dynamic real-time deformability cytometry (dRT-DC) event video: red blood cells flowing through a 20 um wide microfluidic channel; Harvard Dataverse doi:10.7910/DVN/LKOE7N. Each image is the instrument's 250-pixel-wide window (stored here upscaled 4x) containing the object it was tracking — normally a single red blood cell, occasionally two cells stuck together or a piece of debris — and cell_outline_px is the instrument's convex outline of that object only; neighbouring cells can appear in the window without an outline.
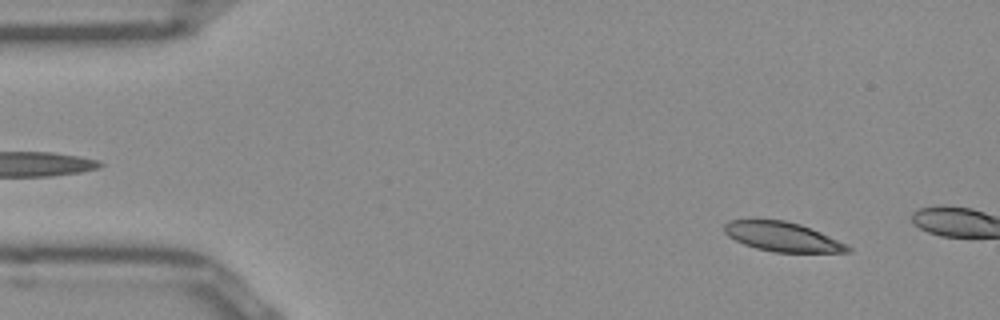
{"species": "Egyptian fruit bat (a non-hibernating species)", "species_latin": "Rousettus aegyptiacus", "temperature_condition": "room temperature", "stored_images_in_passage": 8, "camera_frame_rate_fps": 3000, "um_per_image_px": 0.085, "frame": {"image": 1, "passage_image": 4, "time_ms": 1.0, "image_size_px": [1000, 320], "cell_outline_px": [[852, 252], [776, 252], [756, 248], [744, 244], [728, 236], [724, 232], [724, 224], [728, 220], [784, 220], [800, 224], [820, 232], [852, 248]], "centroid_in_image_um": [66.47, 20.12], "position_along_channel_um": 18.5, "area_um2": 20.81}}